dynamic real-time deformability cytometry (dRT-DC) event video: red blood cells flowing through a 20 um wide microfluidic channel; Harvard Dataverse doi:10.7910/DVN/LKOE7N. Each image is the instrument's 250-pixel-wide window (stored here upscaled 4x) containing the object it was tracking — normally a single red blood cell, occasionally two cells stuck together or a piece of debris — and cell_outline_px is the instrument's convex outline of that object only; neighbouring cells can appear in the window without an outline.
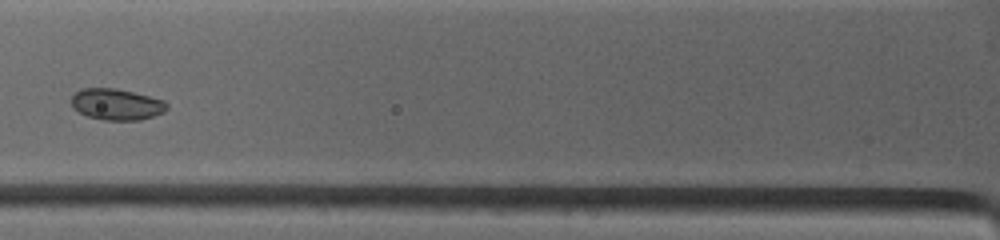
{"species": "common noctule bat (a hibernating species)", "species_latin": "Nyctalus noctula", "temperature_condition": "warm", "stored_images_in_passage": 4, "camera_frame_rate_fps": 4500, "um_per_image_px": 0.085, "animal": {"sex": "female", "body_mass_g": 19.0, "forearm_length_mm": 53.3}, "frame": {"image": 1, "passage_image": 4, "time_ms": 2.889, "image_size_px": [1000, 240], "cell_outline_px": [[168, 108], [164, 112], [140, 120], [104, 120], [88, 116], [72, 108], [72, 96], [80, 88], [116, 88], [164, 100], [168, 104]], "centroid_in_image_um": [9.9, 8.86], "position_along_channel_um": 115.9, "area_um2": 17.34}}